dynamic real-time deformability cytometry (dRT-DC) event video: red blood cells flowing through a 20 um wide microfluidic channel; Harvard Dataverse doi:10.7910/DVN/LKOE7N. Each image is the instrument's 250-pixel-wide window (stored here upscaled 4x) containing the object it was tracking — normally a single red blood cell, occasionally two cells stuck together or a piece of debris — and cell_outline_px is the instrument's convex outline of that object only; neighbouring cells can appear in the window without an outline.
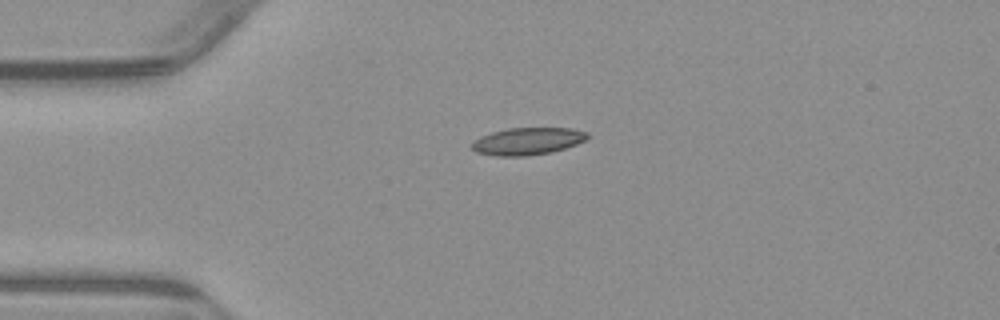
{"species": "common noctule bat (a hibernating species)", "species_latin": "Nyctalus noctula", "temperature_condition": "warm", "stored_images_in_passage": 35, "camera_frame_rate_fps": 3000, "um_per_image_px": 0.085, "animal": {"sex": "male", "body_mass_g": 23.1, "forearm_length_mm": 52.7}, "frame": {"image": 1, "passage_image": 1, "time_ms": 0.0, "image_size_px": [1000, 320], "cell_outline_px": [[588, 136], [584, 140], [576, 144], [564, 148], [548, 152], [524, 156], [496, 156], [476, 152], [472, 148], [472, 144], [480, 136], [492, 132], [508, 128], [568, 128], [588, 132]], "centroid_in_image_um": [44.82, 12.0], "position_along_channel_um": 40.2, "area_um2": 18.03}}
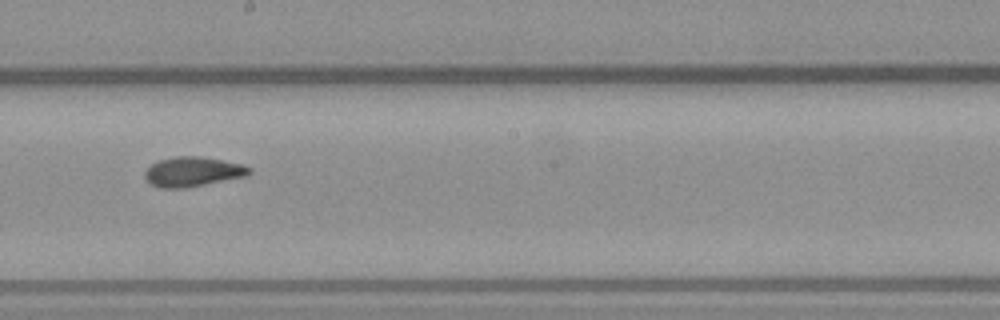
{"frame": {"image": 2, "passage_image": 18, "time_ms": 5.667, "image_size_px": [1000, 320], "cell_outline_px": [[252, 172], [244, 176], [180, 188], [160, 188], [152, 184], [144, 176], [144, 172], [152, 164], [160, 160], [176, 156], [200, 156], [240, 164], [248, 168]], "centroid_in_image_um": [16.32, 14.58], "position_along_channel_um": 231.9, "area_um2": 17.4}}
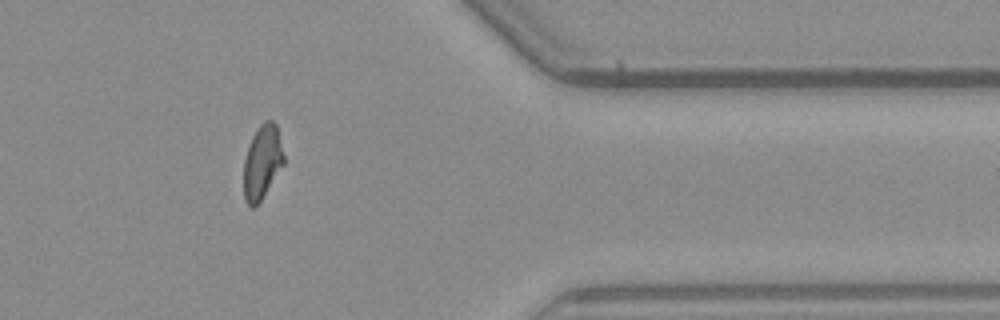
{"frame": {"image": 3, "passage_image": 32, "time_ms": 10.333, "image_size_px": [1000, 320], "cell_outline_px": [[284, 164], [260, 200], [252, 208], [244, 200], [244, 160], [252, 136], [260, 124], [264, 120], [272, 120], [276, 124], [284, 156]], "centroid_in_image_um": [22.28, 13.75], "position_along_channel_um": 389.1, "area_um2": 16.99}, "authors_computed_cell_mechanics": {"area_um2": 17.5712, "velocity_mm_per_s": 3.8411, "shape_relaxation_time_tau1_ms": 5.9149, "shape_relaxation_time_tau2_ms": 2.3311, "deformation_change_tau1": 0.1742, "deformation_change_tau2": 0.0863}}